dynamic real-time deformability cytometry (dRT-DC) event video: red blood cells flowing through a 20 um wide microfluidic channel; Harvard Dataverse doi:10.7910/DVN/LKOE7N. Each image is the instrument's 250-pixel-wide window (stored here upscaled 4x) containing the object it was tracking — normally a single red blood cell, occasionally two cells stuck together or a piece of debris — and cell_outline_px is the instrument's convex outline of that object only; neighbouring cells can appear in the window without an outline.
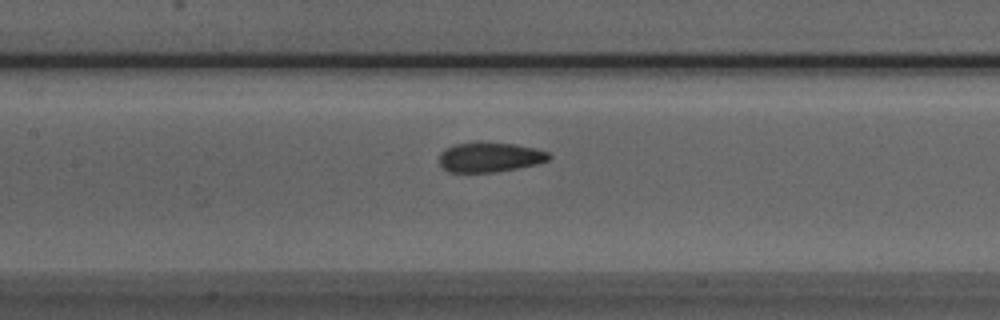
{"species": "Egyptian fruit bat (a non-hibernating species)", "species_latin": "Rousettus aegyptiacus", "temperature_condition": "room temperature", "stored_images_in_passage": 49, "segment_of_instrument_passage": [1, 2], "camera_frame_rate_fps": 3000, "um_per_image_px": 0.085, "animal": {"sex": "male"}, "frame": {"image": 1, "passage_image": 19, "time_ms": 6.0, "image_size_px": [1000, 320], "cell_outline_px": [[552, 156], [548, 160], [536, 164], [496, 172], [448, 172], [440, 164], [440, 152], [444, 148], [456, 144], [516, 144], [536, 148], [548, 152]], "centroid_in_image_um": [41.64, 13.38], "position_along_channel_um": 165.8, "area_um2": 18.55}}
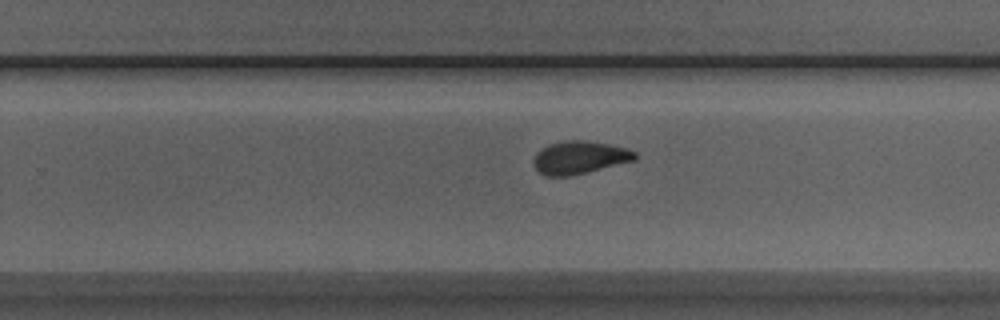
{"frame": {"image": 2, "passage_image": 28, "time_ms": 9.0, "image_size_px": [1000, 320], "cell_outline_px": [[636, 160], [572, 176], [544, 176], [532, 164], [532, 160], [536, 152], [548, 144], [564, 140], [584, 140], [608, 144], [628, 148], [636, 152]], "centroid_in_image_um": [49.24, 13.39], "position_along_channel_um": 280.6, "area_um2": 19.65}}
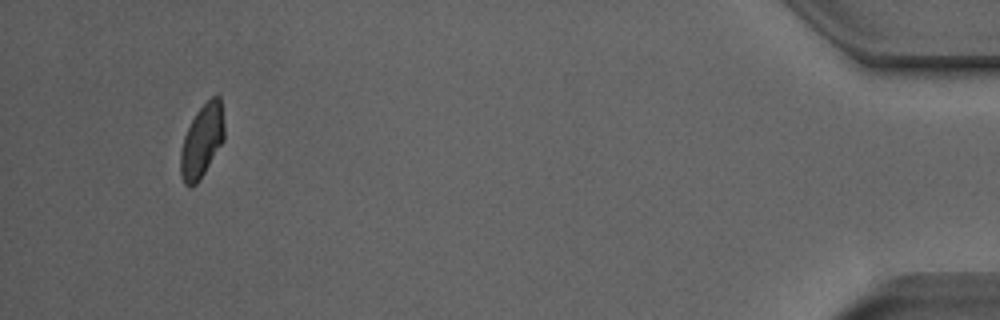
{"frame": {"image": 3, "passage_image": 45, "time_ms": 14.667, "image_size_px": [1000, 320], "cell_outline_px": [[224, 140], [200, 180], [196, 184], [188, 188], [184, 184], [180, 176], [180, 152], [184, 136], [196, 112], [212, 96], [220, 96], [224, 124]], "centroid_in_image_um": [17.15, 12.02], "position_along_channel_um": 418.0, "area_um2": 18.67}}